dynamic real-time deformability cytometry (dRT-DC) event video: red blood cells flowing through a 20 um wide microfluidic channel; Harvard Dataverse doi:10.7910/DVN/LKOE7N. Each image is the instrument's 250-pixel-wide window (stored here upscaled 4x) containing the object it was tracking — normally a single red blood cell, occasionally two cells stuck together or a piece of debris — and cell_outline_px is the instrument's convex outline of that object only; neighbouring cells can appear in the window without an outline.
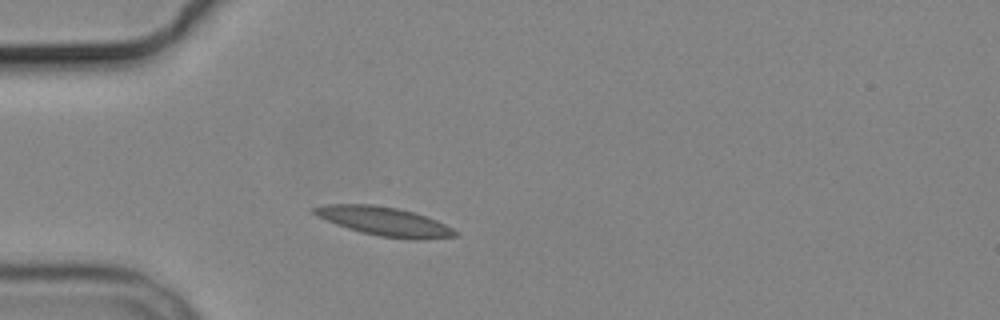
{"species": "common noctule bat (a hibernating species)", "species_latin": "Nyctalus noctula", "temperature_condition": "cold", "stored_images_in_passage": 1, "camera_frame_rate_fps": 3000, "um_per_image_px": 0.085, "animal": {"sex": "male", "body_mass_g": 19.2, "forearm_length_mm": 51.8}, "frame": {"image": 1, "passage_image": 1, "time_ms": 0.0, "image_size_px": [1000, 320], "cell_outline_px": [[460, 232], [456, 236], [424, 240], [412, 240], [380, 236], [348, 228], [336, 224], [316, 216], [312, 212], [312, 208], [328, 204], [372, 204], [396, 208], [412, 212], [436, 220]], "centroid_in_image_um": [32.69, 18.82], "position_along_channel_um": 52.3, "area_um2": 23.52}}